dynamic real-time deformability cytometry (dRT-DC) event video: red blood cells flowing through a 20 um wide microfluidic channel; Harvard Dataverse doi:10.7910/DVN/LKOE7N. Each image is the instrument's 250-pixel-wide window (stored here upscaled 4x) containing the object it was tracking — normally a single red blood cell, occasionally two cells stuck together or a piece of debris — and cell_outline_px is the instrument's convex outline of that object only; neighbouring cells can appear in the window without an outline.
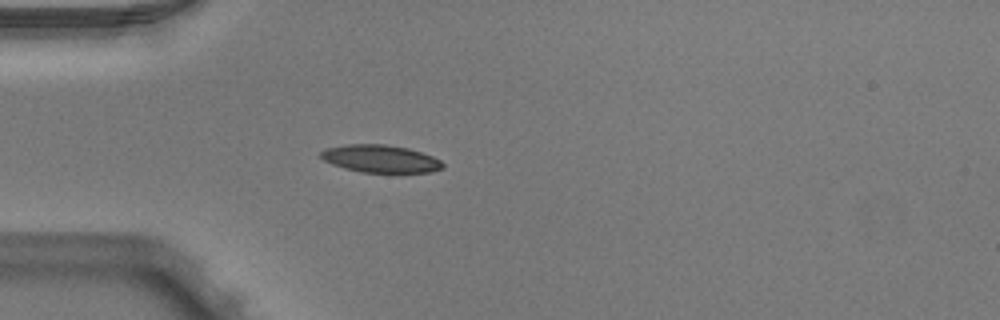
{"species": "Egyptian fruit bat (a non-hibernating species)", "species_latin": "Rousettus aegyptiacus", "temperature_condition": "warm", "stored_images_in_passage": 37, "camera_frame_rate_fps": 3000, "um_per_image_px": 0.085, "animal": {"sex": "male"}, "frame": {"image": 1, "passage_image": 1, "time_ms": 0.0, "image_size_px": [1000, 320], "cell_outline_px": [[444, 168], [428, 172], [364, 172], [344, 168], [332, 164], [324, 160], [320, 156], [320, 152], [328, 148], [348, 144], [384, 144], [408, 148], [432, 156], [440, 160], [444, 164]], "centroid_in_image_um": [32.35, 13.49], "position_along_channel_um": 52.7, "area_um2": 19.36}}
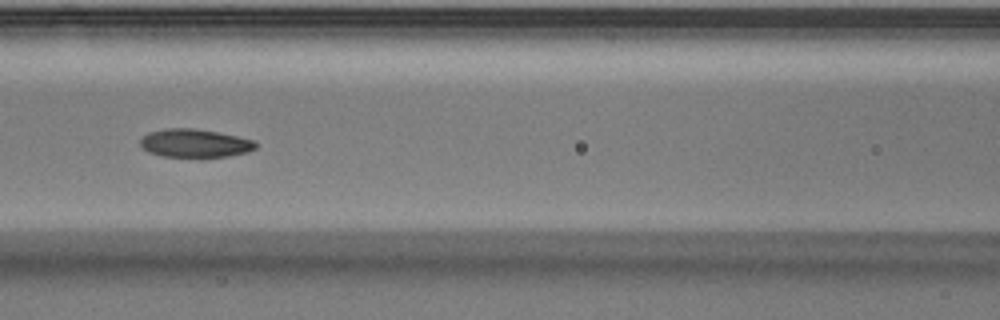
{"frame": {"image": 2, "passage_image": 9, "time_ms": 2.667, "image_size_px": [1000, 320], "cell_outline_px": [[256, 148], [248, 152], [228, 156], [200, 160], [164, 156], [148, 152], [140, 144], [140, 140], [148, 132], [164, 128], [196, 128], [256, 140]], "centroid_in_image_um": [16.57, 12.21], "position_along_channel_um": 150.0, "area_um2": 19.77}}
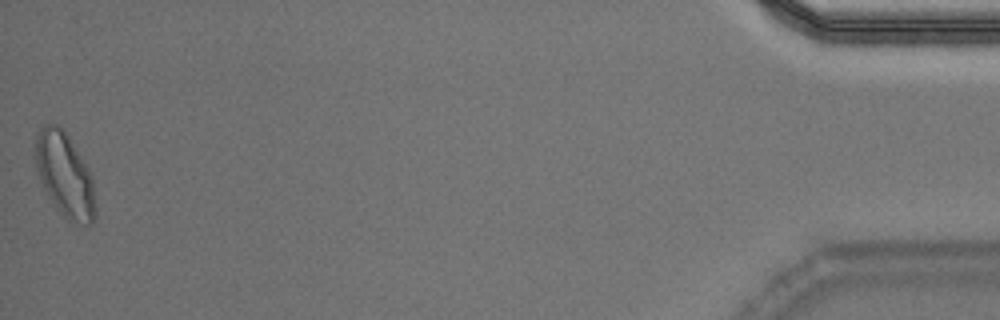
{"frame": {"image": 3, "passage_image": 37, "time_ms": 12.0, "image_size_px": [1000, 320], "cell_outline_px": [[96, 216], [92, 224], [84, 224], [68, 220], [64, 216], [52, 200], [44, 188], [40, 180], [36, 168], [32, 144], [36, 132], [40, 128], [48, 124], [56, 124], [68, 136], [92, 176], [96, 208]], "centroid_in_image_um": [5.47, 14.84], "position_along_channel_um": 429.7, "area_um2": 29.3}, "authors_computed_cell_mechanics": {"area_um2": 19.7676, "velocity_mm_per_s": 3.9815, "shape_relaxation_time_tau1_ms": 2.2259, "shape_relaxation_time_tau2_ms": 1.9623, "deformation_change_tau1": 0.1313, "deformation_change_tau2": 0.0756}}